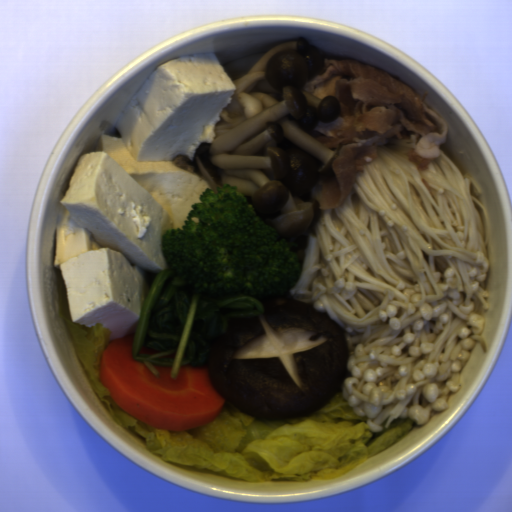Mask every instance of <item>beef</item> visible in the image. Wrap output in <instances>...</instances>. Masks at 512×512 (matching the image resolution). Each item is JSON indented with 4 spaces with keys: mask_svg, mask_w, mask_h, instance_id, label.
I'll use <instances>...</instances> for the list:
<instances>
[{
    "mask_svg": "<svg viewBox=\"0 0 512 512\" xmlns=\"http://www.w3.org/2000/svg\"><path fill=\"white\" fill-rule=\"evenodd\" d=\"M303 91L340 102L336 122H320L311 133L330 151L340 145L328 174H322L311 196L318 210L340 206L359 174L392 137L412 141L406 159L424 170L440 156L450 128L444 115L418 91L385 72L348 59L325 58L324 69L303 85Z\"/></svg>",
    "mask_w": 512,
    "mask_h": 512,
    "instance_id": "obj_1",
    "label": "beef"
}]
</instances>
